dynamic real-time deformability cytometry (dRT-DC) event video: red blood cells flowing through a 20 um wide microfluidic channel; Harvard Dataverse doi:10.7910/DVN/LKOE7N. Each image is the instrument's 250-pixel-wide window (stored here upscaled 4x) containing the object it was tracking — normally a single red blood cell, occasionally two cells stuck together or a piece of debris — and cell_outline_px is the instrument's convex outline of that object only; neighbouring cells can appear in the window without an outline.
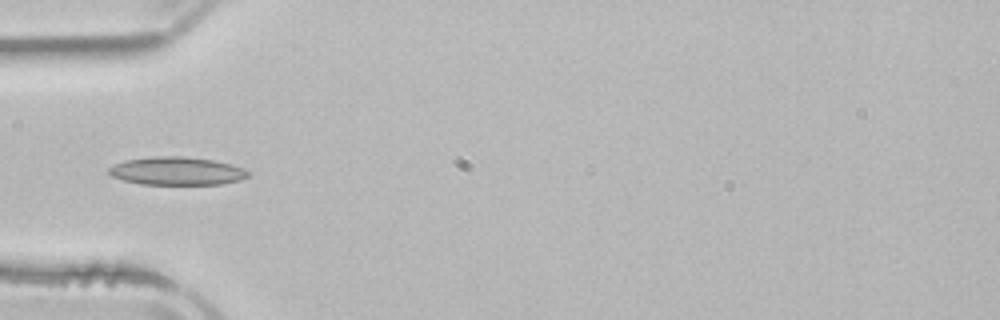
{"species": "common noctule bat (a hibernating species)", "species_latin": "Nyctalus noctula", "temperature_condition": "room temperature", "stored_images_in_passage": 3, "camera_frame_rate_fps": 3000, "um_per_image_px": 0.085, "animal": {"sex": "male", "body_mass_g": 21.5, "forearm_length_mm": 52.0}, "frame": {"image": 1, "passage_image": 3, "time_ms": 3.0, "image_size_px": [1000, 320], "cell_outline_px": [[248, 176], [240, 180], [220, 184], [140, 184], [124, 180], [112, 176], [108, 172], [108, 168], [124, 160], [152, 156], [184, 156], [212, 160], [232, 164], [244, 168], [248, 172]], "centroid_in_image_um": [15.02, 14.53], "position_along_channel_um": 70.0, "area_um2": 22.77}}